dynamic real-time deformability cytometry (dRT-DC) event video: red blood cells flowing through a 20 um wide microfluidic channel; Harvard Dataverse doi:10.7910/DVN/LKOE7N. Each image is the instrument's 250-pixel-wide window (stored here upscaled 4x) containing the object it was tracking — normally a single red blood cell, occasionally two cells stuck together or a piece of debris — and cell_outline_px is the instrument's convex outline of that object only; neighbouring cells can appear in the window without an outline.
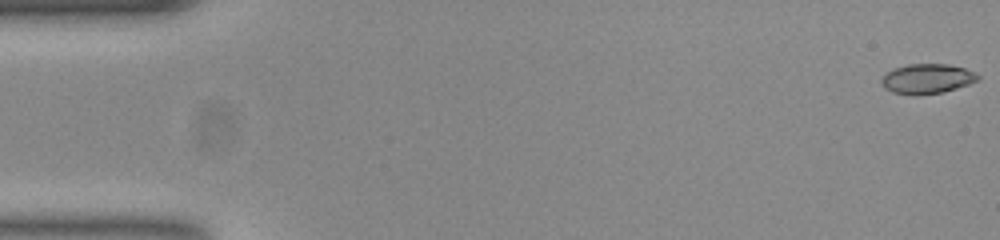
{"species": "common noctule bat (a hibernating species)", "species_latin": "Nyctalus noctula", "temperature_condition": "room temperature", "stored_images_in_passage": 54, "camera_frame_rate_fps": 3000, "um_per_image_px": 0.085, "animal": {"sex": "female", "body_mass_g": 23.0, "forearm_length_mm": 53.4}, "frame": {"image": 1, "passage_image": 1, "time_ms": 0.0, "image_size_px": [1000, 240], "cell_outline_px": [[980, 76], [976, 80], [968, 84], [944, 92], [916, 96], [892, 92], [884, 88], [880, 80], [888, 72], [896, 68], [908, 64], [948, 64], [964, 68], [976, 72]], "centroid_in_image_um": [78.8, 6.7], "position_along_channel_um": 6.2, "area_um2": 16.7}}
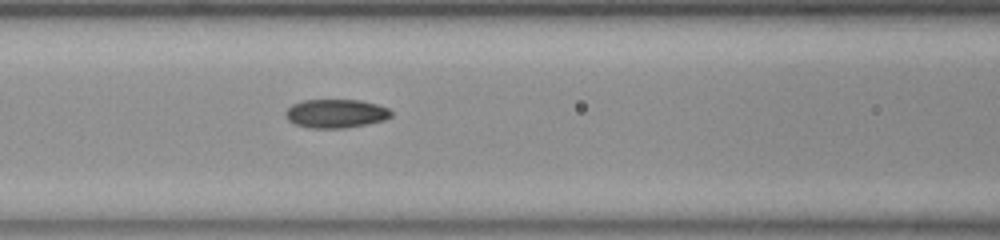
{"frame": {"image": 2, "passage_image": 23, "time_ms": 7.333, "image_size_px": [1000, 240], "cell_outline_px": [[392, 116], [384, 120], [368, 124], [344, 128], [312, 128], [296, 124], [288, 120], [284, 112], [292, 104], [304, 100], [360, 100], [376, 104], [388, 108], [392, 112]], "centroid_in_image_um": [28.56, 9.65], "position_along_channel_um": 138.0, "area_um2": 17.63}}
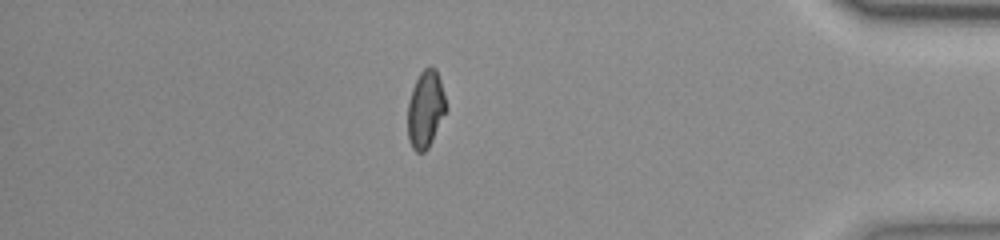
{"frame": {"image": 3, "passage_image": 47, "time_ms": 15.333, "image_size_px": [1000, 240], "cell_outline_px": [[448, 108], [428, 148], [424, 152], [416, 152], [412, 148], [408, 140], [408, 100], [412, 88], [420, 72], [424, 68], [432, 64], [436, 68], [440, 80]], "centroid_in_image_um": [36.17, 9.26], "position_along_channel_um": 399.0, "area_um2": 17.46}, "authors_computed_cell_mechanics": {"area_um2": 17.3111, "velocity_mm_per_s": 3.7691, "shape_relaxation_time_tau1_ms": 5.2515, "shape_relaxation_time_tau2_ms": 2.0903, "deformation_change_tau1": 0.1777, "deformation_change_tau2": 0.065}}